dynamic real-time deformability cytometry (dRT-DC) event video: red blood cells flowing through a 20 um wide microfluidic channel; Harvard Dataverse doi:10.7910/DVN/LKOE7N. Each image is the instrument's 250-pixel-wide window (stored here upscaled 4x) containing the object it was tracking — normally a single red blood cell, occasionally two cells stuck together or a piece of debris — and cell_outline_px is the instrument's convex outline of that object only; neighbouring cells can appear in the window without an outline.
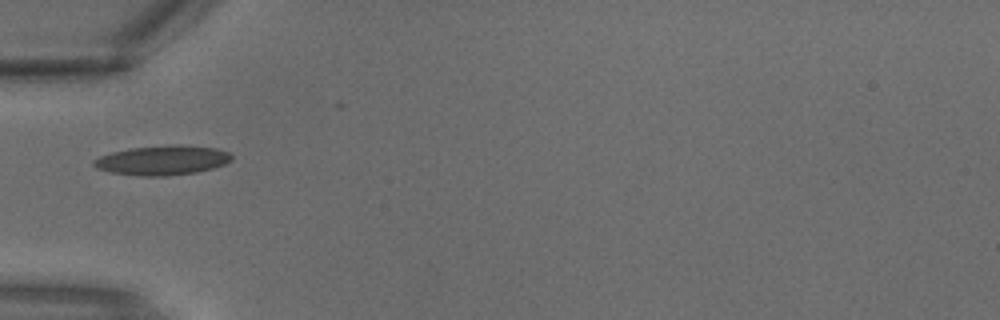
{"species": "common noctule bat (a hibernating species)", "species_latin": "Nyctalus noctula", "temperature_condition": "warm", "stored_images_in_passage": 1, "camera_frame_rate_fps": 3000, "um_per_image_px": 0.085, "animal": {"sex": "male", "body_mass_g": 18.8}, "frame": {"image": 1, "passage_image": 1, "time_ms": 0.0, "image_size_px": [1000, 320], "cell_outline_px": [[232, 160], [224, 164], [212, 168], [196, 172], [168, 176], [140, 176], [112, 172], [96, 168], [92, 164], [92, 160], [100, 156], [112, 152], [128, 148], [172, 144], [180, 144], [216, 148], [228, 152], [232, 156]], "centroid_in_image_um": [13.79, 13.61], "position_along_channel_um": 71.2, "area_um2": 23.87}}